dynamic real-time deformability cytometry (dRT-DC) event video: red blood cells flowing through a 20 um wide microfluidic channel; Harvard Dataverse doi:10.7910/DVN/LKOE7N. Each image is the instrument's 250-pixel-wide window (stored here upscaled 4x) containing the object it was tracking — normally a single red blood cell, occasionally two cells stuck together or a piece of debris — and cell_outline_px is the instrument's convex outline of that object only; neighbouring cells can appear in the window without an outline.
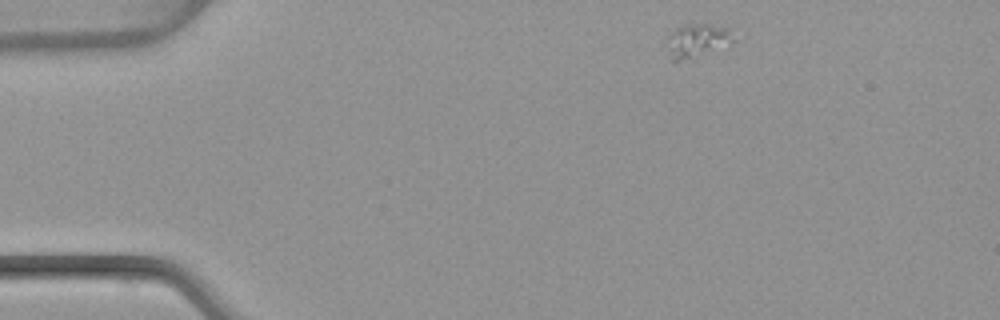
{"species": "common noctule bat (a hibernating species)", "species_latin": "Nyctalus noctula", "temperature_condition": "warm", "stored_images_in_passage": 44, "camera_frame_rate_fps": 3000, "um_per_image_px": 0.085, "animal": {"sex": "female", "body_mass_g": 22.7, "forearm_length_mm": 54.2}, "frame": {"image": 1, "passage_image": 1, "time_ms": 0.0, "image_size_px": [1000, 320], "cell_outline_px": [[736, 40], [692, 60], [672, 60], [668, 56], [668, 36], [676, 28], [684, 24], [708, 24], [732, 28]], "centroid_in_image_um": [59.29, 3.45], "position_along_channel_um": 25.7, "area_um2": 13.24}}
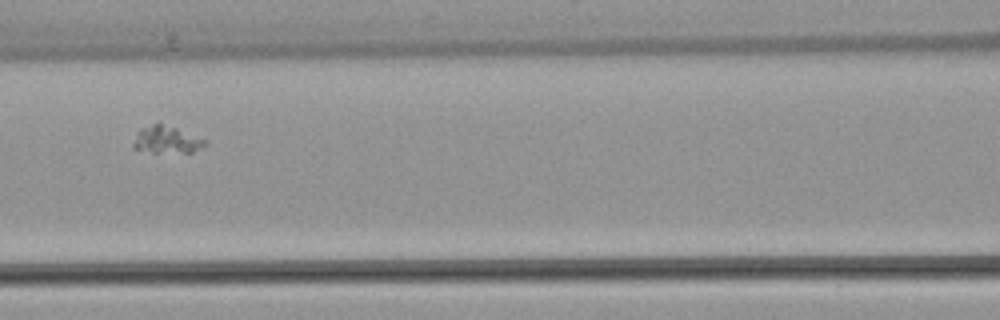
{"frame": {"image": 2, "passage_image": 16, "time_ms": 5.0, "image_size_px": [1000, 320], "cell_outline_px": [[208, 144], [204, 148], [192, 152], [152, 152], [132, 148], [132, 144], [136, 132], [140, 128], [152, 124], [160, 124], [176, 128], [208, 140]], "centroid_in_image_um": [14.18, 11.89], "position_along_channel_um": 152.4, "area_um2": 11.44}}
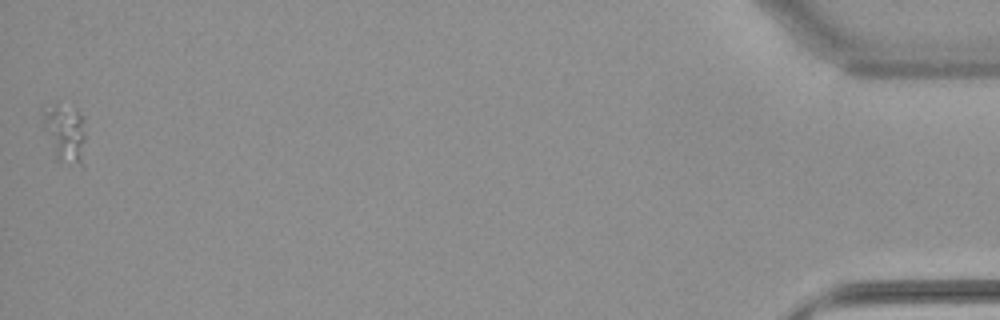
{"frame": {"image": 3, "passage_image": 44, "time_ms": 14.333, "image_size_px": [1000, 320], "cell_outline_px": [[84, 168], [56, 160], [44, 128], [40, 108], [56, 104], [80, 112], [84, 116]], "centroid_in_image_um": [5.53, 11.35], "position_along_channel_um": 429.7, "area_um2": 14.8}}